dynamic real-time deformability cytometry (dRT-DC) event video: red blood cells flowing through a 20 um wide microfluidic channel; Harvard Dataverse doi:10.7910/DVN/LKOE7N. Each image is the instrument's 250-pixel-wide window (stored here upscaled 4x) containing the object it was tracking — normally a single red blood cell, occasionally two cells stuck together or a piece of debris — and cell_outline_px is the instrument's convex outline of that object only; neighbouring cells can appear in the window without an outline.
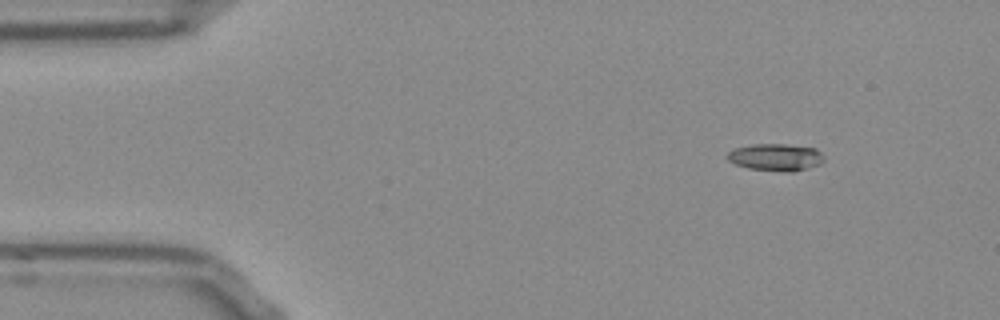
{"species": "Egyptian fruit bat (a non-hibernating species)", "species_latin": "Rousettus aegyptiacus", "temperature_condition": "room temperature", "stored_images_in_passage": 48, "camera_frame_rate_fps": 3000, "um_per_image_px": 0.085, "frame": {"image": 1, "passage_image": 1, "time_ms": 0.0, "image_size_px": [1000, 320], "cell_outline_px": [[824, 160], [820, 164], [792, 172], [780, 172], [748, 168], [736, 164], [728, 160], [728, 152], [732, 148], [752, 144], [784, 144], [816, 148], [824, 156]], "centroid_in_image_um": [65.93, 13.36], "position_along_channel_um": 19.1, "area_um2": 15.37}}
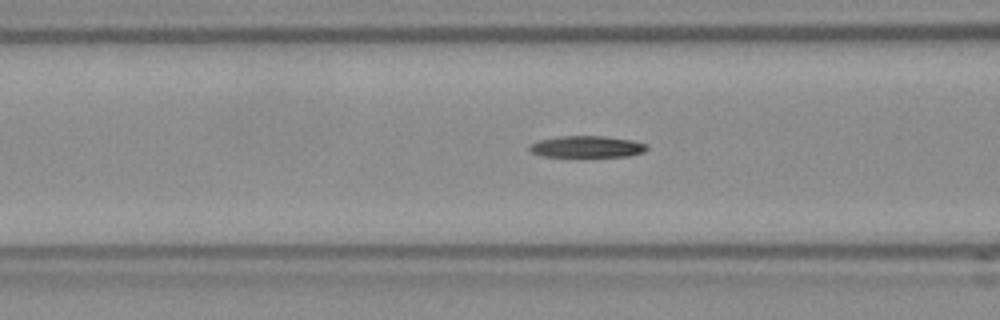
{"frame": {"image": 2, "passage_image": 15, "time_ms": 4.667, "image_size_px": [1000, 320], "cell_outline_px": [[648, 148], [644, 152], [628, 156], [544, 156], [532, 152], [528, 148], [532, 144], [540, 140], [564, 136], [604, 136], [632, 140], [648, 144]], "centroid_in_image_um": [49.95, 12.46], "position_along_channel_um": 116.6, "area_um2": 14.51}}
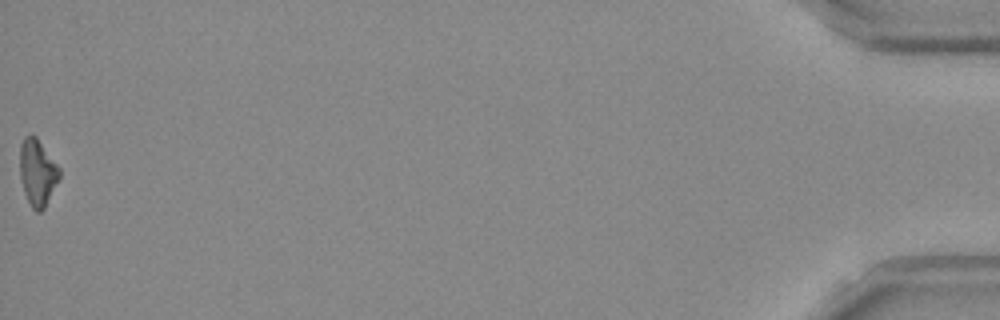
{"frame": {"image": 3, "passage_image": 48, "time_ms": 15.667, "image_size_px": [1000, 320], "cell_outline_px": [[60, 176], [44, 208], [40, 212], [36, 212], [32, 208], [24, 192], [20, 176], [20, 144], [24, 136], [36, 136], [60, 168]], "centroid_in_image_um": [3.18, 14.65], "position_along_channel_um": 432.0, "area_um2": 15.14}}